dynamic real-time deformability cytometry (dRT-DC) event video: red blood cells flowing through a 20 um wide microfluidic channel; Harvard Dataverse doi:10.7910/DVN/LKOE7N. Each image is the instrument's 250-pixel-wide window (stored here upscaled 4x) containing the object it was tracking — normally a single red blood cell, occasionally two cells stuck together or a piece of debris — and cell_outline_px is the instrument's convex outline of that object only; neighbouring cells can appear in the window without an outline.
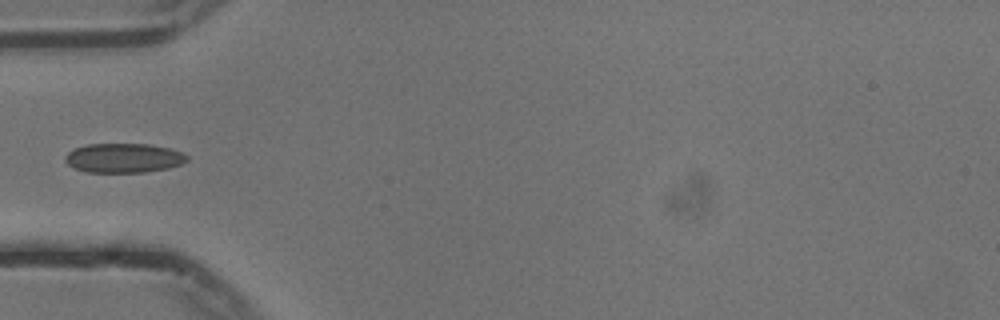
{"species": "common noctule bat (a hibernating species)", "species_latin": "Nyctalus noctula", "temperature_condition": "cold", "stored_images_in_passage": 38, "camera_frame_rate_fps": 3000, "um_per_image_px": 0.085, "animal": {"sex": "male", "body_mass_g": 13.3}, "frame": {"image": 1, "passage_image": 1, "time_ms": 0.0, "image_size_px": [1000, 320], "cell_outline_px": [[188, 160], [180, 164], [168, 168], [144, 172], [84, 172], [72, 168], [64, 160], [64, 156], [68, 152], [76, 148], [88, 144], [148, 144], [168, 148], [180, 152], [188, 156]], "centroid_in_image_um": [10.47, 13.43], "position_along_channel_um": 74.5, "area_um2": 20.81}}
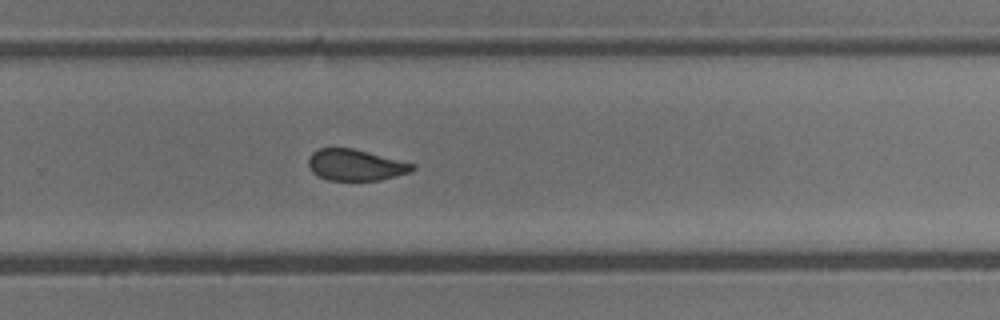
{"frame": {"image": 2, "passage_image": 19, "time_ms": 6.0, "image_size_px": [1000, 320], "cell_outline_px": [[416, 168], [412, 172], [380, 180], [328, 180], [312, 172], [308, 164], [308, 160], [312, 152], [320, 148], [352, 148], [416, 164]], "centroid_in_image_um": [30.25, 14.02], "position_along_channel_um": 299.6, "area_um2": 18.9}}
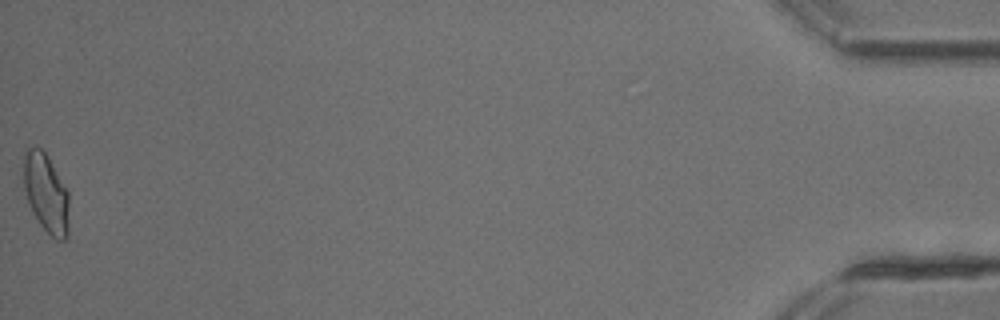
{"frame": {"image": 3, "passage_image": 38, "time_ms": 12.333, "image_size_px": [1000, 320], "cell_outline_px": [[68, 236], [64, 240], [56, 240], [40, 224], [32, 212], [28, 204], [24, 188], [24, 152], [28, 148], [40, 148], [48, 156], [68, 192]], "centroid_in_image_um": [3.91, 16.43], "position_along_channel_um": 431.3, "area_um2": 20.75}}